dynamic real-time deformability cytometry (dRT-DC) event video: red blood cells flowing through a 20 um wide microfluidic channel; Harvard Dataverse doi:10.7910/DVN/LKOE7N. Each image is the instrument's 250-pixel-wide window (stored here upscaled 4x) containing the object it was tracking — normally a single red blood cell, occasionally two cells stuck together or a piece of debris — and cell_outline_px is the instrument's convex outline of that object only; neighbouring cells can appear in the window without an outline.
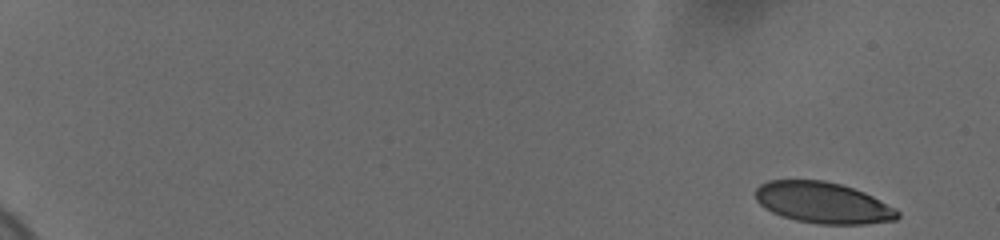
{"species": "human", "species_latin": "Homo sapiens", "temperature_condition": "cold", "stored_images_in_passage": 56, "camera_frame_rate_fps": 3000, "um_per_image_px": 0.085, "donor": {"sex": "female"}, "frame": {"image": 1, "passage_image": 1, "time_ms": 0.0, "image_size_px": [1000, 240], "cell_outline_px": [[900, 216], [896, 220], [864, 224], [820, 224], [796, 220], [772, 212], [764, 208], [756, 200], [756, 188], [760, 184], [768, 180], [824, 180], [840, 184], [864, 192], [896, 208], [900, 212]], "centroid_in_image_um": [69.96, 17.23], "position_along_channel_um": 15.0, "area_um2": 34.04}}
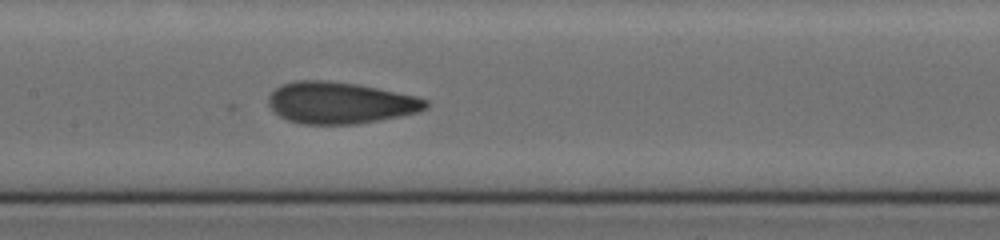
{"frame": {"image": 2, "passage_image": 30, "time_ms": 9.667, "image_size_px": [1000, 240], "cell_outline_px": [[428, 108], [420, 112], [400, 116], [356, 124], [304, 124], [288, 120], [280, 116], [268, 104], [268, 96], [276, 88], [284, 84], [296, 80], [324, 80], [356, 84], [416, 96], [428, 100]], "centroid_in_image_um": [28.93, 8.74], "position_along_channel_um": 178.5, "area_um2": 37.97}}
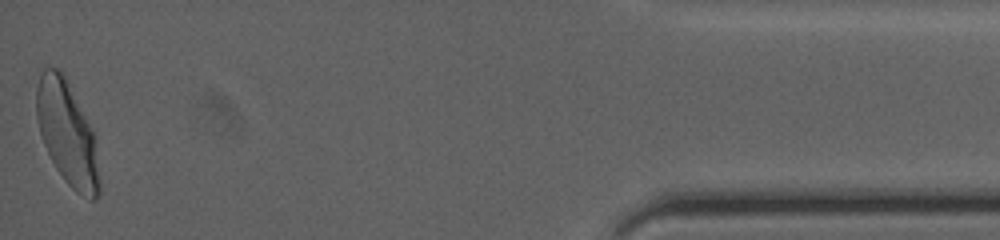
{"frame": {"image": 3, "passage_image": 56, "time_ms": 18.333, "image_size_px": [1000, 240], "cell_outline_px": [[100, 196], [96, 200], [88, 200], [76, 192], [64, 180], [56, 168], [44, 144], [40, 132], [36, 116], [36, 68], [56, 68], [64, 72], [92, 132], [100, 180]], "centroid_in_image_um": [5.66, 11.29], "position_along_channel_um": 429.5, "area_um2": 38.03}, "authors_computed_cell_mechanics": {"area_um2": 36.8186, "velocity_mm_per_s": 3.672, "shape_relaxation_time_tau1_ms": 4.8701, "shape_relaxation_time_tau2_ms": null, "deformation_change_tau1": 0.1717, "deformation_change_tau2": null}}